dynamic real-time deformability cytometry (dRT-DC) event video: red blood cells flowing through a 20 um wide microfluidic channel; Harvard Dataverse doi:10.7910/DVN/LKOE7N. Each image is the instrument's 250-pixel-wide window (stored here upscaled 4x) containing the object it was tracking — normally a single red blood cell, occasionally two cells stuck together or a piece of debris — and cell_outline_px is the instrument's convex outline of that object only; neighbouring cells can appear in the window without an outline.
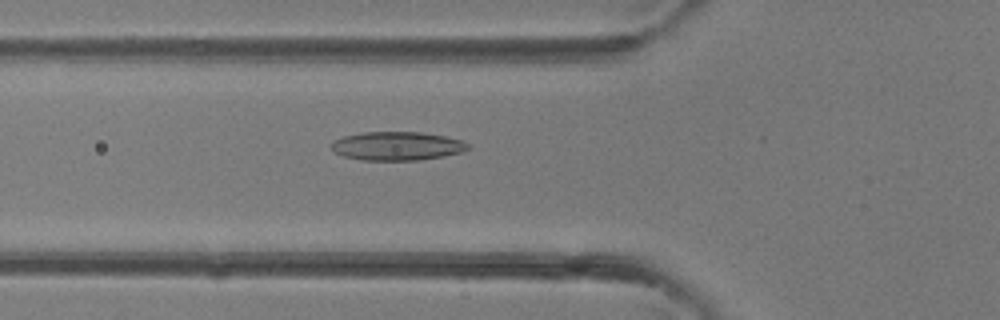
{"species": "common noctule bat (a hibernating species)", "species_latin": "Nyctalus noctula", "temperature_condition": "room temperature", "stored_images_in_passage": 25, "camera_frame_rate_fps": 3000, "um_per_image_px": 0.085, "animal": {"sex": "female"}, "frame": {"image": 1, "passage_image": 2, "time_ms": 0.333, "image_size_px": [1000, 320], "cell_outline_px": [[468, 148], [460, 152], [444, 156], [420, 160], [360, 160], [344, 156], [332, 152], [332, 140], [344, 136], [360, 132], [424, 132], [448, 136], [460, 140], [468, 144]], "centroid_in_image_um": [33.71, 12.4], "position_along_channel_um": 92.1, "area_um2": 22.95}}
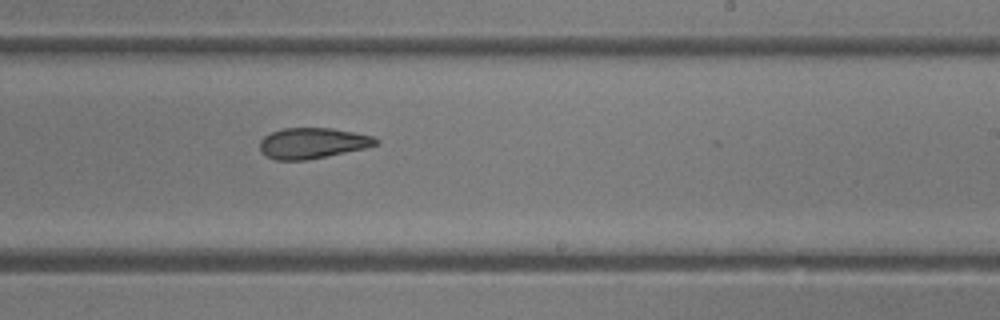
{"frame": {"image": 2, "passage_image": 12, "time_ms": 3.667, "image_size_px": [1000, 320], "cell_outline_px": [[380, 144], [368, 148], [308, 160], [276, 160], [260, 152], [260, 140], [264, 136], [272, 132], [284, 128], [332, 128], [372, 136], [380, 140]], "centroid_in_image_um": [26.6, 12.17], "position_along_channel_um": 262.4, "area_um2": 20.92}}
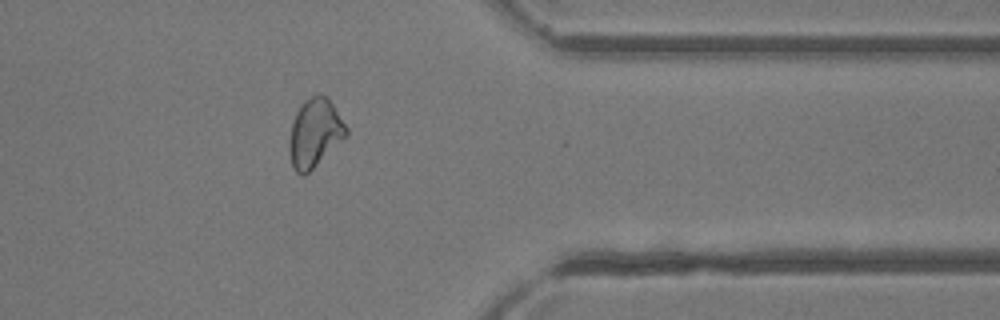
{"frame": {"image": 3, "passage_image": 20, "time_ms": 6.333, "image_size_px": [1000, 320], "cell_outline_px": [[348, 132], [304, 176], [300, 176], [292, 168], [288, 152], [288, 140], [292, 124], [296, 112], [300, 104], [304, 100], [320, 92], [328, 96], [348, 128]], "centroid_in_image_um": [26.7, 11.26], "position_along_channel_um": 384.7, "area_um2": 22.6}}